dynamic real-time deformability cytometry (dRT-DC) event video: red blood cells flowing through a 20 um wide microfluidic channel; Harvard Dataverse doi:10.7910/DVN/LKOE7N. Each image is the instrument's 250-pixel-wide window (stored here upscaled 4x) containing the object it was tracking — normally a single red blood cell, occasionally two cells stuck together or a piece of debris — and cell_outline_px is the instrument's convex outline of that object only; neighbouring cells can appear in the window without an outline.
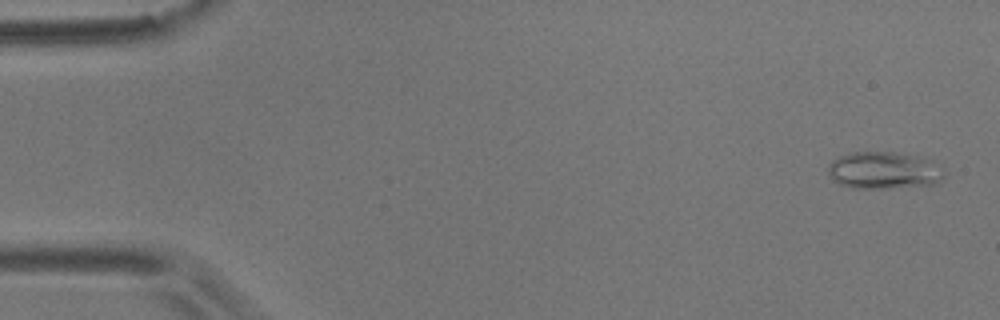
{"species": "common noctule bat (a hibernating species)", "species_latin": "Nyctalus noctula", "temperature_condition": "room temperature", "stored_images_in_passage": 6, "camera_frame_rate_fps": 3000, "um_per_image_px": 0.085, "animal": {"sex": "male", "body_mass_g": 17.9}, "frame": {"image": 1, "passage_image": 1, "time_ms": 0.0, "image_size_px": [1000, 320], "cell_outline_px": [[948, 172], [936, 184], [888, 188], [848, 188], [840, 184], [828, 172], [828, 164], [832, 160], [840, 156], [852, 152], [896, 152], [916, 156], [932, 160]], "centroid_in_image_um": [75.17, 14.48], "position_along_channel_um": 9.8, "area_um2": 25.26}}
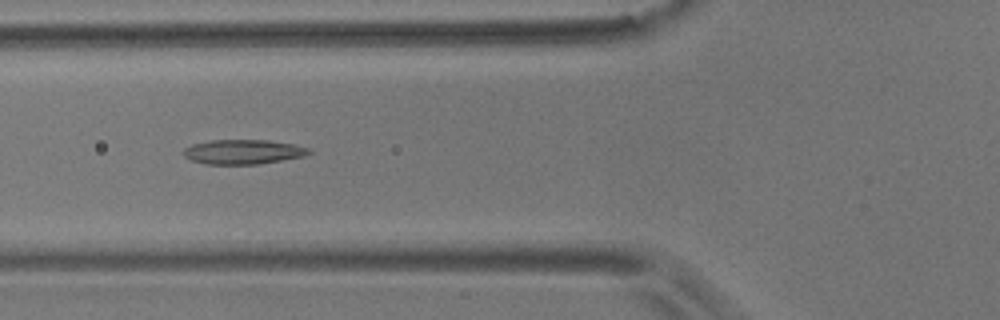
{"frame": {"image": 2, "passage_image": 6, "time_ms": 1.667, "image_size_px": [1000, 320], "cell_outline_px": [[312, 152], [304, 156], [256, 164], [204, 164], [192, 160], [184, 156], [184, 148], [192, 144], [212, 140], [268, 140], [292, 144], [308, 148]], "centroid_in_image_um": [20.64, 12.9], "position_along_channel_um": 105.2, "area_um2": 17.74}}